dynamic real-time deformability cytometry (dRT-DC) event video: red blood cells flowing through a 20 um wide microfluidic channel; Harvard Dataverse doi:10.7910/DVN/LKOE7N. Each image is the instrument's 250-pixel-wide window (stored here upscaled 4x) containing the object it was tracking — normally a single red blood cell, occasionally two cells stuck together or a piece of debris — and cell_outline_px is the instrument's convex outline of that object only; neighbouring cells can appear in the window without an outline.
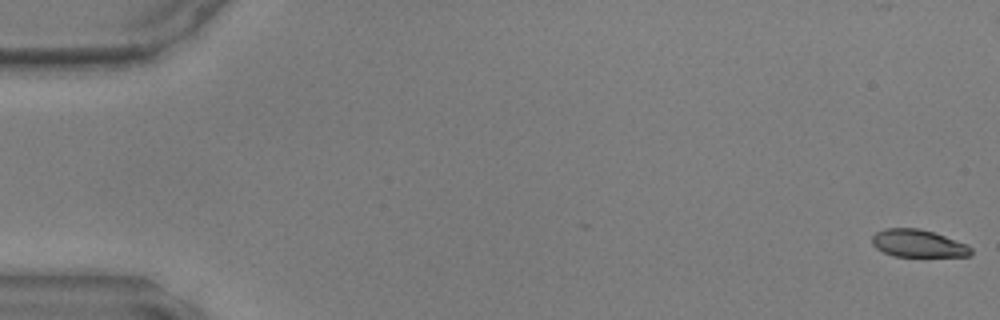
{"species": "common noctule bat (a hibernating species)", "species_latin": "Nyctalus noctula", "temperature_condition": "warm", "stored_images_in_passage": 49, "camera_frame_rate_fps": 3000, "um_per_image_px": 0.085, "animal": {"sex": "male", "body_mass_g": 17.9, "forearm_length_mm": 54.2}, "frame": {"image": 1, "passage_image": 1, "time_ms": 0.0, "image_size_px": [1000, 320], "cell_outline_px": [[972, 256], [892, 256], [876, 248], [872, 244], [872, 236], [876, 232], [884, 228], [920, 228], [968, 244], [972, 248]], "centroid_in_image_um": [78.04, 20.69], "position_along_channel_um": 7.0, "area_um2": 15.9}}
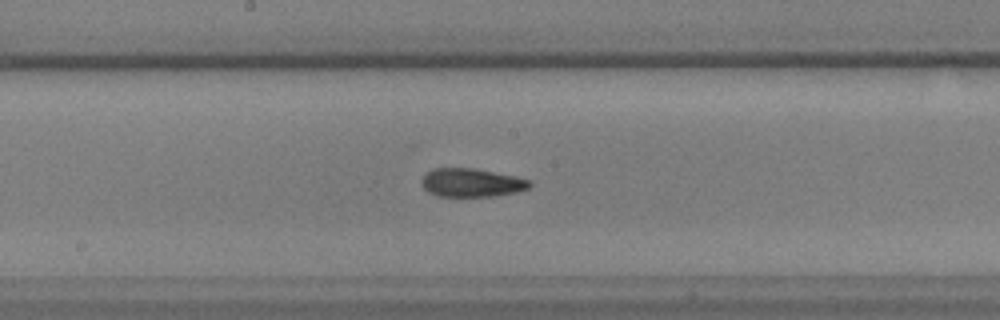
{"frame": {"image": 2, "passage_image": 26, "time_ms": 8.333, "image_size_px": [1000, 320], "cell_outline_px": [[532, 184], [528, 188], [516, 192], [492, 196], [436, 196], [428, 192], [420, 184], [420, 180], [432, 168], [472, 168], [516, 176], [532, 180]], "centroid_in_image_um": [40.07, 15.52], "position_along_channel_um": 208.1, "area_um2": 17.98}}
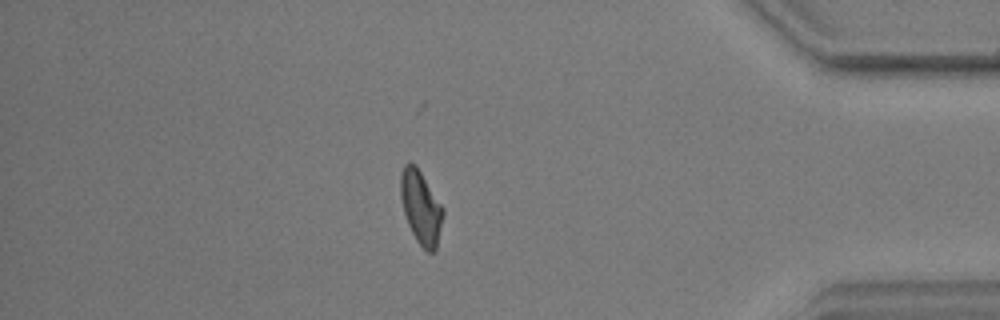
{"frame": {"image": 3, "passage_image": 42, "time_ms": 13.667, "image_size_px": [1000, 320], "cell_outline_px": [[444, 216], [436, 248], [432, 252], [428, 252], [416, 240], [408, 224], [404, 212], [400, 196], [400, 172], [404, 164], [416, 164], [444, 208]], "centroid_in_image_um": [35.78, 17.6], "position_along_channel_um": 399.4, "area_um2": 18.15}}